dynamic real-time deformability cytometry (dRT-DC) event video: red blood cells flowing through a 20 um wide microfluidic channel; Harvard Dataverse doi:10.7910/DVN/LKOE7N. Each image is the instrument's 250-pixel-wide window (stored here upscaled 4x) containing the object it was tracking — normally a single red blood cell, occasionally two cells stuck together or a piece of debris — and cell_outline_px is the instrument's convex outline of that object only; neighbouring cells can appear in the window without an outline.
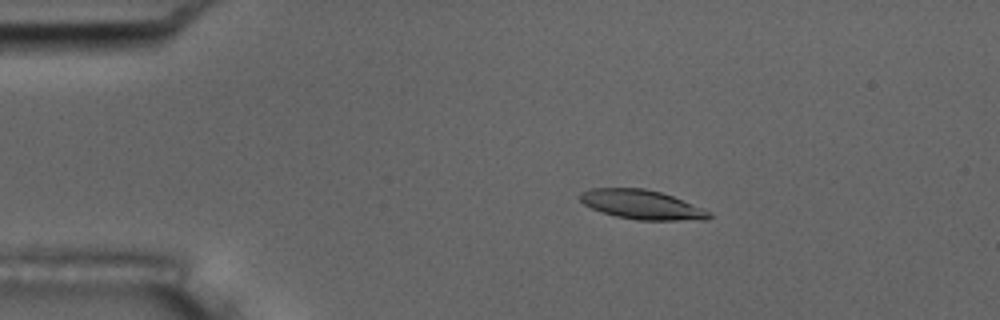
{"species": "common noctule bat (a hibernating species)", "species_latin": "Nyctalus noctula", "temperature_condition": "room temperature", "stored_images_in_passage": 55, "camera_frame_rate_fps": 3000, "um_per_image_px": 0.085, "animal": {"sex": "male", "body_mass_g": 17.5, "forearm_length_mm": 52.3}, "frame": {"image": 1, "passage_image": 11, "time_ms": 3.333, "image_size_px": [1000, 320], "cell_outline_px": [[712, 216], [708, 220], [636, 220], [616, 216], [600, 212], [584, 204], [580, 200], [580, 192], [592, 188], [644, 188], [660, 192], [672, 196], [704, 208], [712, 212]], "centroid_in_image_um": [54.58, 17.4], "position_along_channel_um": 30.4, "area_um2": 22.14}}
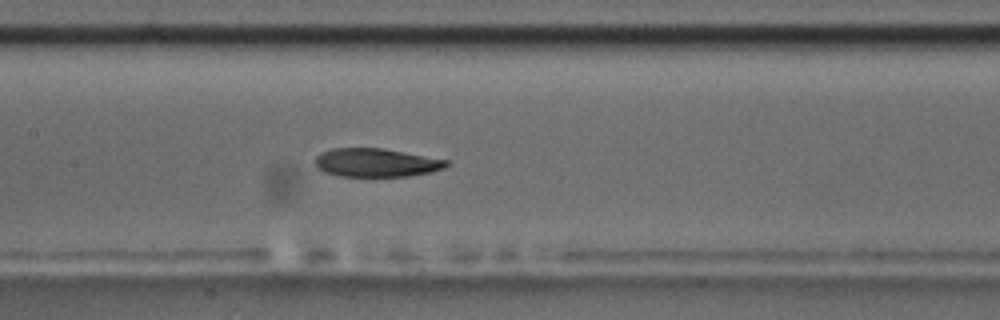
{"frame": {"image": 2, "passage_image": 27, "time_ms": 8.667, "image_size_px": [1000, 320], "cell_outline_px": [[448, 164], [444, 168], [432, 172], [408, 176], [340, 176], [324, 172], [316, 164], [316, 156], [320, 152], [332, 148], [384, 148], [448, 160]], "centroid_in_image_um": [31.98, 13.82], "position_along_channel_um": 175.4, "area_um2": 21.73}}
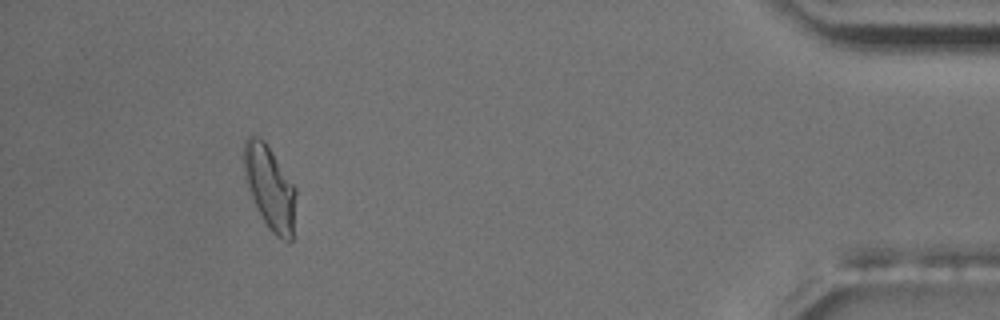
{"frame": {"image": 3, "passage_image": 51, "time_ms": 16.667, "image_size_px": [1000, 320], "cell_outline_px": [[296, 192], [292, 240], [288, 244], [280, 240], [268, 228], [248, 188], [244, 176], [244, 140], [248, 136], [256, 136], [264, 140], [296, 188]], "centroid_in_image_um": [22.94, 15.97], "position_along_channel_um": 412.3, "area_um2": 25.09}, "authors_computed_cell_mechanics": {"area_um2": 22.6576, "velocity_mm_per_s": 3.7099, "shape_relaxation_time_tau1_ms": 7.2415, "shape_relaxation_time_tau2_ms": 3.7072, "deformation_change_tau1": 0.19, "deformation_change_tau2": 0.108}}